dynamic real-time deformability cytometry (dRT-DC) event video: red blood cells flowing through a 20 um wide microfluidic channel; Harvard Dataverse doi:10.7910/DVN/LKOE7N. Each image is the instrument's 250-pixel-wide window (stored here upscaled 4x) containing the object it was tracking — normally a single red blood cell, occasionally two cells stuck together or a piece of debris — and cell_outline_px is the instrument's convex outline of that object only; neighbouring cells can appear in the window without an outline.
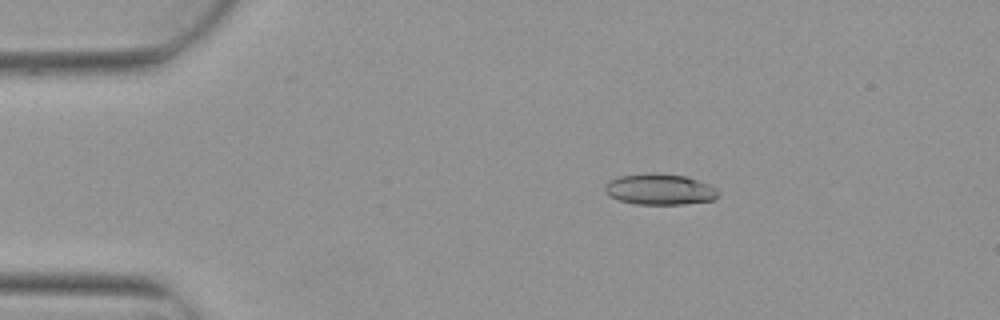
{"species": "Egyptian fruit bat (a non-hibernating species)", "species_latin": "Rousettus aegyptiacus", "temperature_condition": "warm", "stored_images_in_passage": 6, "camera_frame_rate_fps": 3000, "um_per_image_px": 0.085, "animal": {"sex": "female"}, "frame": {"image": 1, "passage_image": 3, "time_ms": 0.667, "image_size_px": [1000, 320], "cell_outline_px": [[720, 196], [712, 200], [684, 204], [636, 204], [620, 200], [604, 192], [604, 184], [608, 180], [620, 176], [684, 176], [708, 184], [716, 188], [720, 192]], "centroid_in_image_um": [56.1, 16.15], "position_along_channel_um": 28.9, "area_um2": 19.54}}
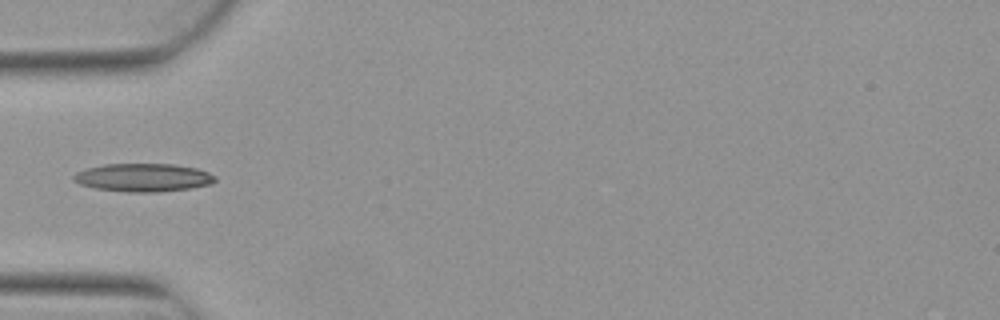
{"frame": {"image": 2, "passage_image": 5, "time_ms": 1.333, "image_size_px": [1000, 320], "cell_outline_px": [[216, 180], [212, 184], [188, 188], [160, 192], [128, 192], [96, 188], [80, 184], [72, 180], [72, 176], [76, 172], [88, 168], [104, 164], [172, 164], [196, 168], [208, 172], [216, 176]], "centroid_in_image_um": [12.17, 15.09], "position_along_channel_um": 72.8, "area_um2": 23.18}}
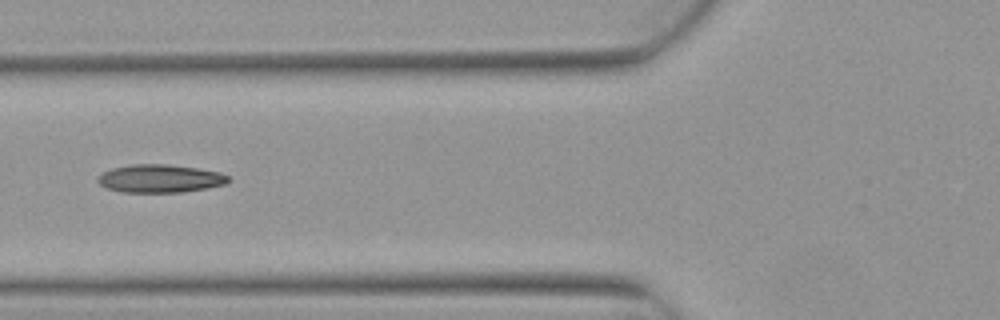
{"frame": {"image": 3, "passage_image": 6, "time_ms": 1.667, "image_size_px": [1000, 320], "cell_outline_px": [[232, 180], [224, 184], [208, 188], [184, 192], [124, 192], [104, 188], [96, 180], [96, 176], [100, 172], [112, 168], [132, 164], [168, 164], [196, 168], [220, 172], [228, 176]], "centroid_in_image_um": [13.56, 15.17], "position_along_channel_um": 112.2, "area_um2": 21.62}}